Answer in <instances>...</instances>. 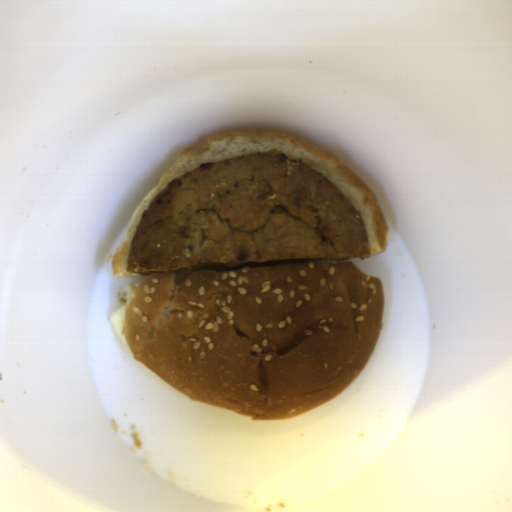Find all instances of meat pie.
<instances>
[{
  "instance_id": "meat-pie-1",
  "label": "meat pie",
  "mask_w": 512,
  "mask_h": 512,
  "mask_svg": "<svg viewBox=\"0 0 512 512\" xmlns=\"http://www.w3.org/2000/svg\"><path fill=\"white\" fill-rule=\"evenodd\" d=\"M370 255L362 216L336 184L269 151L205 162L166 183L140 216L126 272Z\"/></svg>"
}]
</instances>
